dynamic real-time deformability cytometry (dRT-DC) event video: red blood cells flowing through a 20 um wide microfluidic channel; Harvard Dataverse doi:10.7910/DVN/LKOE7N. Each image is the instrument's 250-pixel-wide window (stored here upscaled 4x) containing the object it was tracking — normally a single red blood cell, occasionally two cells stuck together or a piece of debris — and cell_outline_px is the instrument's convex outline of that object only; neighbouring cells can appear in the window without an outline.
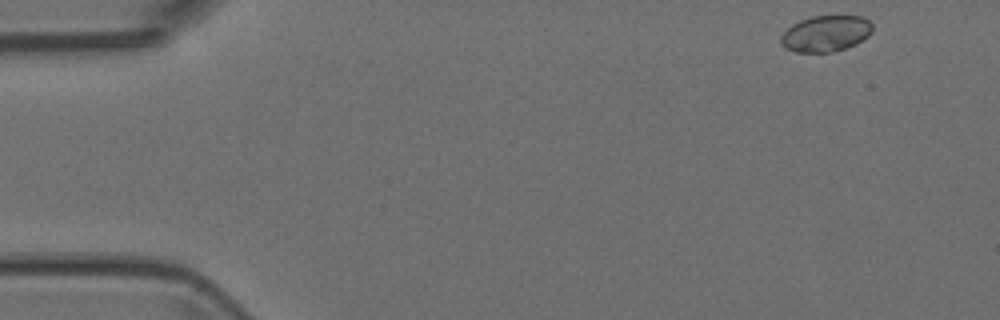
{"species": "Egyptian fruit bat (a non-hibernating species)", "species_latin": "Rousettus aegyptiacus", "temperature_condition": "room temperature", "stored_images_in_passage": 5, "camera_frame_rate_fps": 3000, "um_per_image_px": 0.085, "animal": {"sex": "female"}, "frame": {"image": 1, "passage_image": 1, "time_ms": 0.0, "image_size_px": [1000, 320], "cell_outline_px": [[872, 32], [868, 36], [856, 44], [832, 52], [796, 52], [784, 48], [780, 44], [780, 36], [792, 24], [800, 20], [812, 16], [864, 16], [872, 24]], "centroid_in_image_um": [70.17, 2.85], "position_along_channel_um": 14.8, "area_um2": 19.36}}
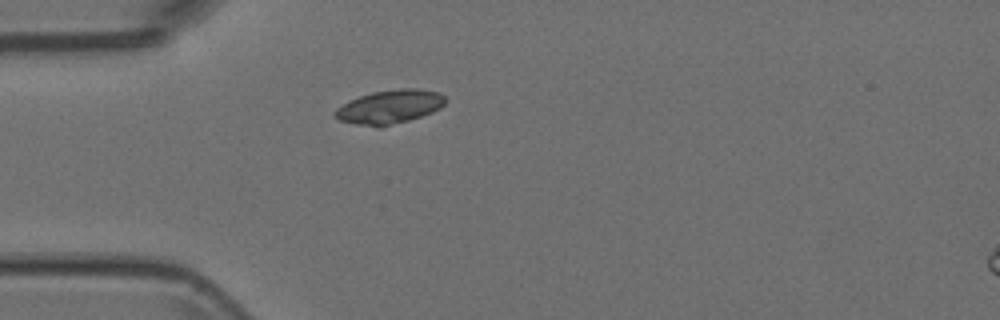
{"frame": {"image": 2, "passage_image": 4, "time_ms": 1.0, "image_size_px": [1000, 320], "cell_outline_px": [[448, 100], [440, 108], [432, 112], [408, 120], [380, 128], [356, 124], [340, 120], [332, 116], [332, 112], [336, 108], [360, 96], [372, 92], [400, 88], [420, 88], [440, 92]], "centroid_in_image_um": [33.13, 9.08], "position_along_channel_um": 51.9, "area_um2": 21.85}}